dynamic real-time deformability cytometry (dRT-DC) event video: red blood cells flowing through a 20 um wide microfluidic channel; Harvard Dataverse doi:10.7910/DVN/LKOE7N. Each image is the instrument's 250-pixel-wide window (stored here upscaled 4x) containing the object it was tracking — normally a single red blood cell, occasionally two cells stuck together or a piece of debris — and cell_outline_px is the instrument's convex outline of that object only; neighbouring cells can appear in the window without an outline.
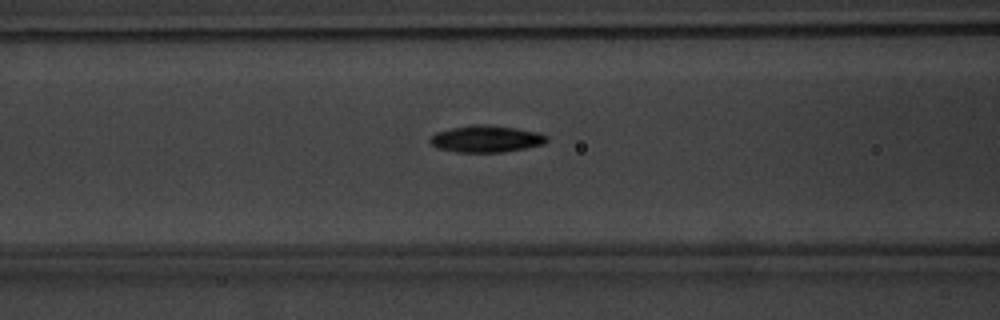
{"species": "common noctule bat (a hibernating species)", "species_latin": "Nyctalus noctula", "temperature_condition": "warm", "stored_images_in_passage": 55, "camera_frame_rate_fps": 3000, "um_per_image_px": 0.085, "animal": {"sex": "male", "body_mass_g": 20.1, "forearm_length_mm": 53.5}, "frame": {"image": 1, "passage_image": 24, "time_ms": 7.667, "image_size_px": [1000, 320], "cell_outline_px": [[548, 140], [544, 144], [504, 152], [456, 152], [436, 148], [428, 140], [436, 132], [452, 128], [484, 124], [516, 128], [536, 132], [548, 136]], "centroid_in_image_um": [41.32, 11.82], "position_along_channel_um": 125.3, "area_um2": 18.03}}
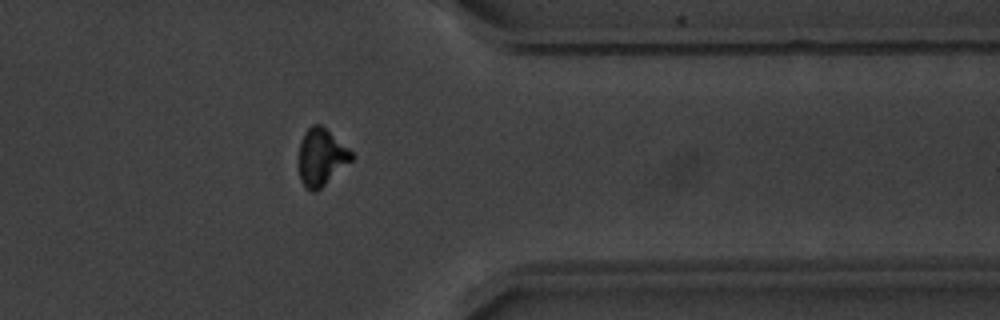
{"frame": {"image": 2, "passage_image": 45, "time_ms": 14.667, "image_size_px": [1000, 320], "cell_outline_px": [[356, 156], [352, 160], [316, 192], [312, 192], [300, 180], [300, 140], [304, 132], [312, 124], [320, 124], [348, 148]], "centroid_in_image_um": [27.32, 13.35], "position_along_channel_um": 384.1, "area_um2": 17.22}}
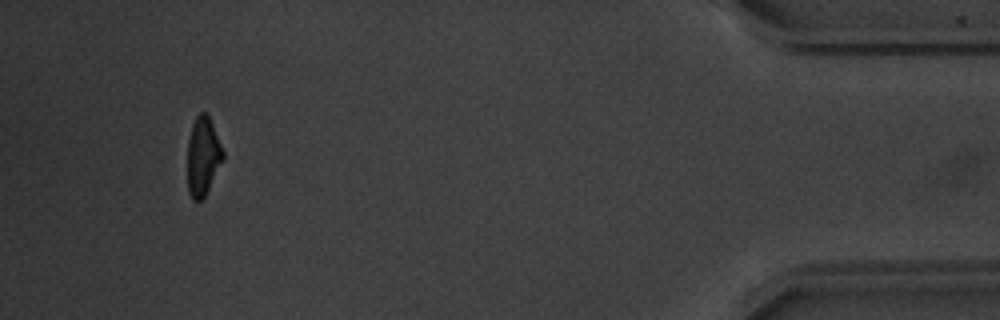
{"frame": {"image": 3, "passage_image": 52, "time_ms": 17.0, "image_size_px": [1000, 320], "cell_outline_px": [[224, 160], [204, 196], [200, 200], [192, 200], [188, 192], [188, 140], [192, 124], [196, 116], [200, 112], [204, 112], [208, 116], [212, 124], [224, 152]], "centroid_in_image_um": [17.25, 13.29], "position_along_channel_um": 418.0, "area_um2": 16.13}, "authors_computed_cell_mechanics": {"area_um2": 17.2822, "velocity_mm_per_s": 3.8089, "shape_relaxation_time_tau1_ms": 2.5688, "shape_relaxation_time_tau2_ms": 4.7066, "deformation_change_tau1": 0.1434, "deformation_change_tau2": 0.1056}}